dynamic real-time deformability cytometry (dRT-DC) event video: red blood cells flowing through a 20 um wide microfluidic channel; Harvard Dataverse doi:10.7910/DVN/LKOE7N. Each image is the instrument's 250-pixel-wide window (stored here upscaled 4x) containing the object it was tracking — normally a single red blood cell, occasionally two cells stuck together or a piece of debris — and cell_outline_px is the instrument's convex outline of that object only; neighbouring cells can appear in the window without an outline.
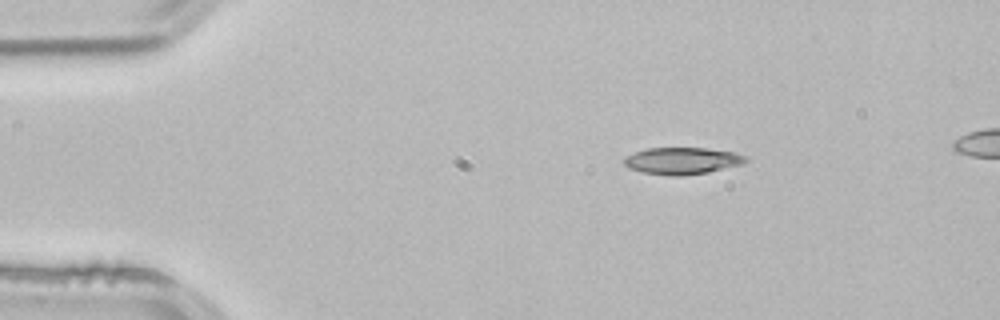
{"species": "common noctule bat (a hibernating species)", "species_latin": "Nyctalus noctula", "temperature_condition": "room temperature", "stored_images_in_passage": 3, "camera_frame_rate_fps": 3000, "um_per_image_px": 0.085, "animal": {"sex": "male", "body_mass_g": 21.5, "forearm_length_mm": 52.0}, "frame": {"image": 1, "passage_image": 1, "time_ms": 0.0, "image_size_px": [1000, 320], "cell_outline_px": [[748, 160], [744, 164], [708, 172], [684, 176], [668, 176], [640, 172], [628, 168], [624, 164], [624, 156], [648, 148], [708, 148], [736, 152], [748, 156]], "centroid_in_image_um": [58.01, 13.67], "position_along_channel_um": 27.0, "area_um2": 19.42}}